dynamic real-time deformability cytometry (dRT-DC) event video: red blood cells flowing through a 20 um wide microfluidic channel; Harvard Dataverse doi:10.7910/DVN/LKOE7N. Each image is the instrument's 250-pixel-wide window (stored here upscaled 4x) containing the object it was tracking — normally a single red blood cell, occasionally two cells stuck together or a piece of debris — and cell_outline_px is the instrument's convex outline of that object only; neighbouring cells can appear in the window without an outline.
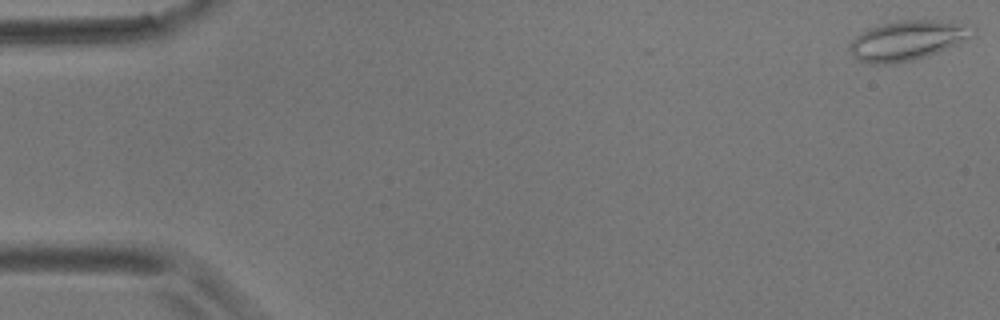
{"species": "common noctule bat (a hibernating species)", "species_latin": "Nyctalus noctula", "temperature_condition": "room temperature", "stored_images_in_passage": 54, "camera_frame_rate_fps": 3000, "um_per_image_px": 0.085, "animal": {"sex": "male", "body_mass_g": 17.9}, "frame": {"image": 1, "passage_image": 1, "time_ms": 0.0, "image_size_px": [1000, 320], "cell_outline_px": [[976, 36], [916, 60], [896, 64], [868, 64], [860, 60], [848, 48], [852, 40], [856, 36], [868, 28], [876, 24], [896, 20], [940, 20], [972, 24], [976, 28]], "centroid_in_image_um": [77.18, 3.41], "position_along_channel_um": 7.8, "area_um2": 28.96}}
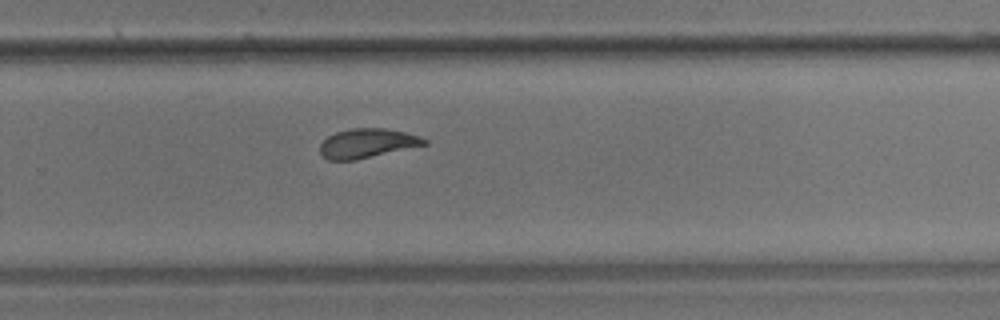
{"frame": {"image": 2, "passage_image": 37, "time_ms": 12.0, "image_size_px": [1000, 320], "cell_outline_px": [[428, 144], [356, 160], [328, 160], [320, 152], [320, 144], [328, 136], [336, 132], [352, 128], [384, 128], [404, 132], [420, 136], [428, 140]], "centroid_in_image_um": [31.22, 12.18], "position_along_channel_um": 298.6, "area_um2": 17.74}}
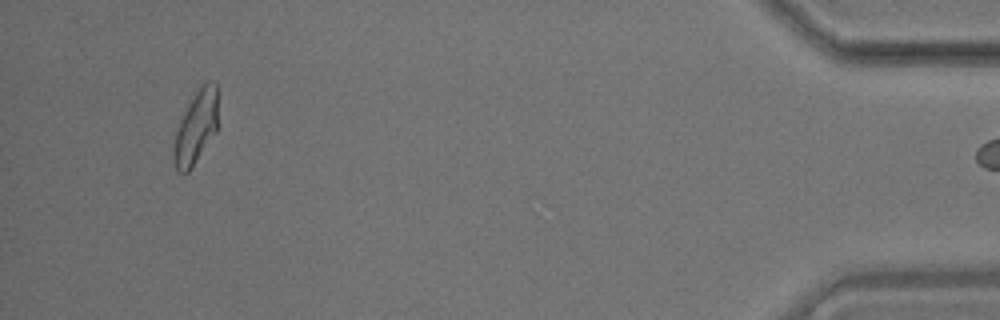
{"frame": {"image": 3, "passage_image": 53, "time_ms": 17.333, "image_size_px": [1000, 320], "cell_outline_px": [[216, 132], [192, 168], [188, 172], [180, 172], [176, 168], [172, 152], [172, 148], [176, 132], [180, 120], [188, 104], [196, 92], [208, 80], [216, 84]], "centroid_in_image_um": [16.63, 10.87], "position_along_channel_um": 418.6, "area_um2": 18.38}}